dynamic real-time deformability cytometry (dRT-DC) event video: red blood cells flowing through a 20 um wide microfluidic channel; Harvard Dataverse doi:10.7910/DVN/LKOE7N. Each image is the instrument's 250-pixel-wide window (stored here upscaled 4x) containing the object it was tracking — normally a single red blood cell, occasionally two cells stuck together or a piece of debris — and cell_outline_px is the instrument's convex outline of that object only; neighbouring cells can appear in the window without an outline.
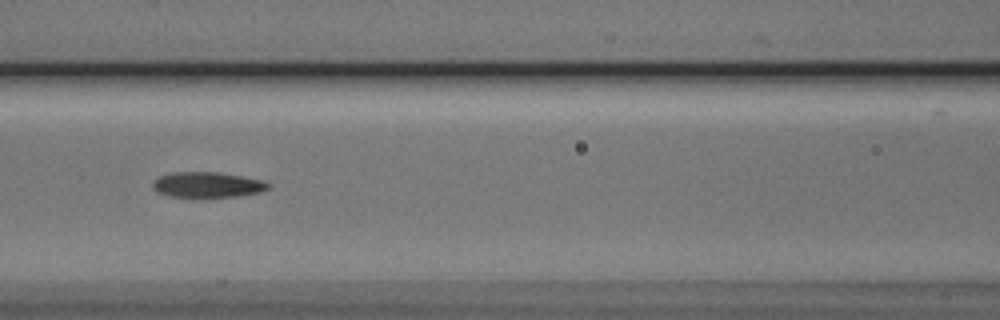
{"species": "Egyptian fruit bat (a non-hibernating species)", "species_latin": "Rousettus aegyptiacus", "temperature_condition": "cold", "stored_images_in_passage": 7, "camera_frame_rate_fps": 3000, "um_per_image_px": 0.085, "animal": {"sex": "male"}, "frame": {"image": 1, "passage_image": 5, "time_ms": 4.667, "image_size_px": [1000, 320], "cell_outline_px": [[268, 188], [260, 192], [240, 196], [192, 200], [168, 196], [156, 192], [152, 188], [152, 184], [160, 176], [176, 172], [216, 172], [240, 176], [260, 180], [268, 184]], "centroid_in_image_um": [17.55, 15.76], "position_along_channel_um": 149.0, "area_um2": 17.69}}
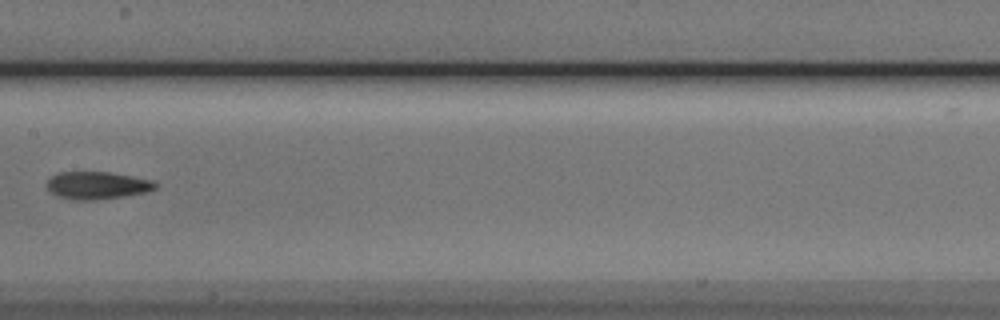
{"frame": {"image": 2, "passage_image": 6, "time_ms": 6.0, "image_size_px": [1000, 320], "cell_outline_px": [[160, 184], [156, 188], [144, 192], [124, 196], [92, 200], [72, 200], [60, 196], [52, 192], [48, 188], [48, 180], [52, 176], [60, 172], [108, 172], [132, 176], [152, 180]], "centroid_in_image_um": [8.3, 15.75], "position_along_channel_um": 199.1, "area_um2": 17.17}}
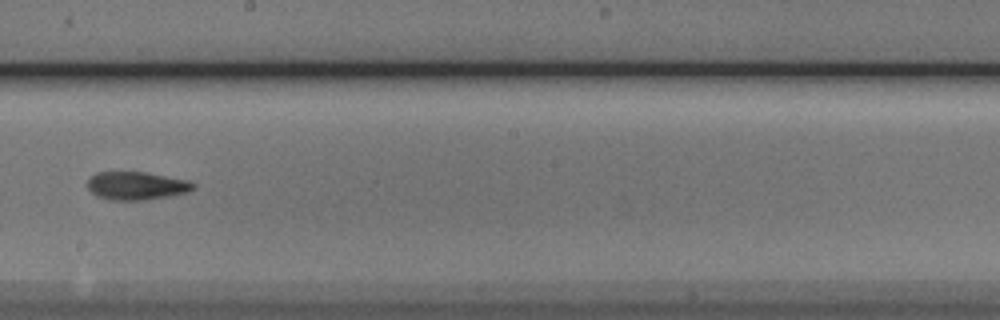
{"frame": {"image": 3, "passage_image": 7, "time_ms": 7.0, "image_size_px": [1000, 320], "cell_outline_px": [[196, 188], [188, 192], [168, 196], [144, 200], [112, 200], [96, 196], [88, 188], [88, 180], [96, 172], [144, 172], [188, 180], [196, 184]], "centroid_in_image_um": [11.62, 15.79], "position_along_channel_um": 236.6, "area_um2": 17.28}}